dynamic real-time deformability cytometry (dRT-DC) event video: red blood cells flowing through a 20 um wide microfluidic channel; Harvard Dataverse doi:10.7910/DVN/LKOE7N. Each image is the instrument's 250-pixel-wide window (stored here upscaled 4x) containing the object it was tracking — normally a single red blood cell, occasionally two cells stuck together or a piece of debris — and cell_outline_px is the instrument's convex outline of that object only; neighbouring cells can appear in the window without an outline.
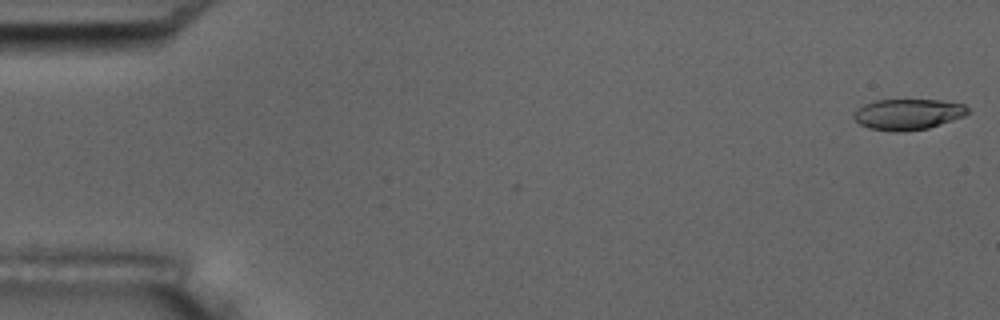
{"species": "common noctule bat (a hibernating species)", "species_latin": "Nyctalus noctula", "temperature_condition": "room temperature", "stored_images_in_passage": 54, "camera_frame_rate_fps": 3000, "um_per_image_px": 0.085, "animal": {"sex": "male", "body_mass_g": 17.5, "forearm_length_mm": 52.3}, "frame": {"image": 1, "passage_image": 1, "time_ms": 0.0, "image_size_px": [1000, 320], "cell_outline_px": [[972, 112], [964, 116], [928, 128], [904, 132], [896, 132], [868, 128], [860, 124], [852, 116], [856, 108], [864, 104], [876, 100], [940, 100], [964, 104]], "centroid_in_image_um": [77.17, 9.71], "position_along_channel_um": 7.8, "area_um2": 20.63}}
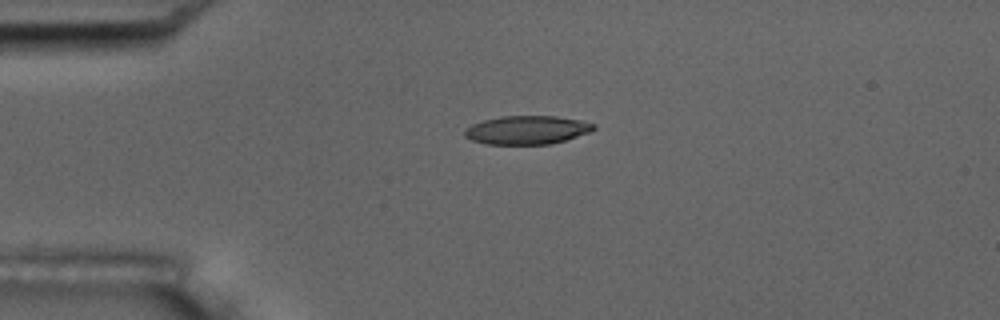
{"frame": {"image": 2, "passage_image": 13, "time_ms": 4.0, "image_size_px": [1000, 320], "cell_outline_px": [[596, 128], [588, 132], [552, 144], [484, 144], [472, 140], [464, 136], [464, 128], [472, 124], [484, 120], [500, 116], [556, 116], [580, 120], [596, 124]], "centroid_in_image_um": [44.76, 11.04], "position_along_channel_um": 40.2, "area_um2": 21.44}}
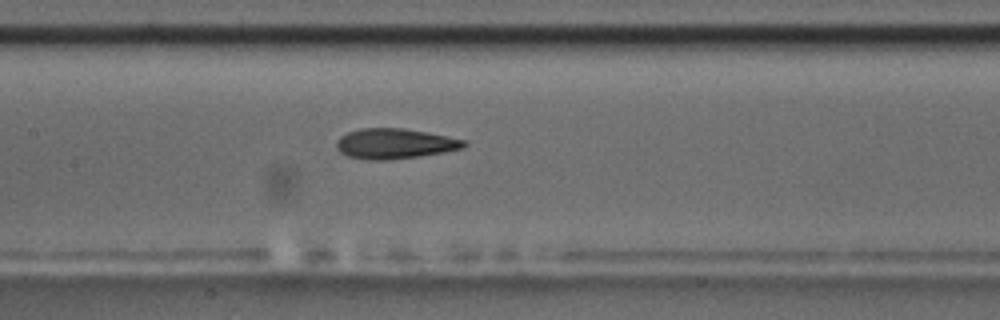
{"frame": {"image": 3, "passage_image": 26, "time_ms": 8.333, "image_size_px": [1000, 320], "cell_outline_px": [[468, 144], [464, 148], [444, 152], [420, 156], [388, 160], [372, 160], [348, 156], [340, 152], [336, 148], [336, 140], [340, 136], [348, 132], [360, 128], [404, 128], [428, 132], [464, 140]], "centroid_in_image_um": [33.54, 12.21], "position_along_channel_um": 173.9, "area_um2": 22.54}, "authors_computed_cell_mechanics": {"area_um2": 22.1663, "velocity_mm_per_s": 3.7212, "shape_relaxation_time_tau1_ms": null, "shape_relaxation_time_tau2_ms": 3.1574, "deformation_change_tau1": null, "deformation_change_tau2": 0.1266}}